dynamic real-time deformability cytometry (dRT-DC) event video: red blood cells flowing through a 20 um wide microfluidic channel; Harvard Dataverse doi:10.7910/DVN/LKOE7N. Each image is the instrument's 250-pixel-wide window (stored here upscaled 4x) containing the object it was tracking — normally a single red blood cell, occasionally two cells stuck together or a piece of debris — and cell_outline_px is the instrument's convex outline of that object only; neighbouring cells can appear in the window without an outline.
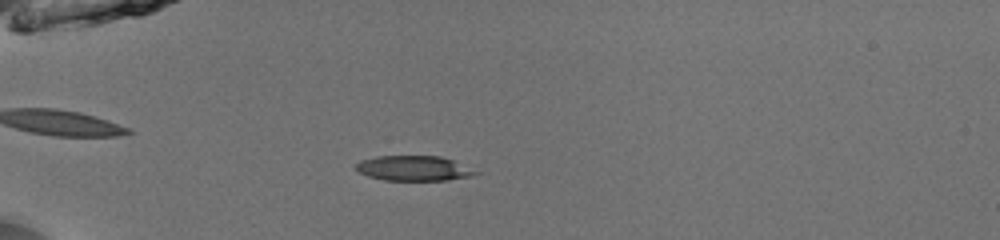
{"species": "common noctule bat (a hibernating species)", "species_latin": "Nyctalus noctula", "temperature_condition": "room temperature", "stored_images_in_passage": 52, "camera_frame_rate_fps": 3000, "um_per_image_px": 0.085, "animal": {"sex": "male", "body_mass_g": 13.0, "forearm_length_mm": 53.1}, "frame": {"image": 1, "passage_image": 16, "time_ms": 5.0, "image_size_px": [1000, 240], "cell_outline_px": [[480, 172], [472, 176], [448, 180], [384, 180], [368, 176], [360, 172], [356, 168], [356, 164], [360, 160], [376, 156], [440, 156], [452, 160]], "centroid_in_image_um": [35.16, 14.3], "position_along_channel_um": 49.8, "area_um2": 17.34}}
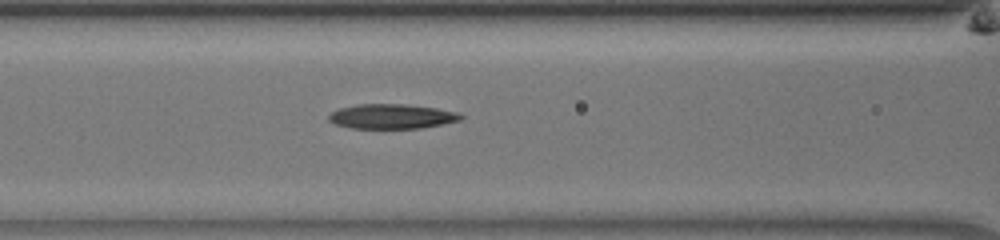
{"frame": {"image": 2, "passage_image": 24, "time_ms": 7.667, "image_size_px": [1000, 240], "cell_outline_px": [[464, 116], [460, 120], [420, 128], [352, 128], [336, 124], [328, 120], [328, 116], [332, 112], [340, 108], [356, 104], [408, 104], [436, 108], [460, 112]], "centroid_in_image_um": [33.31, 9.88], "position_along_channel_um": 133.3, "area_um2": 18.96}}
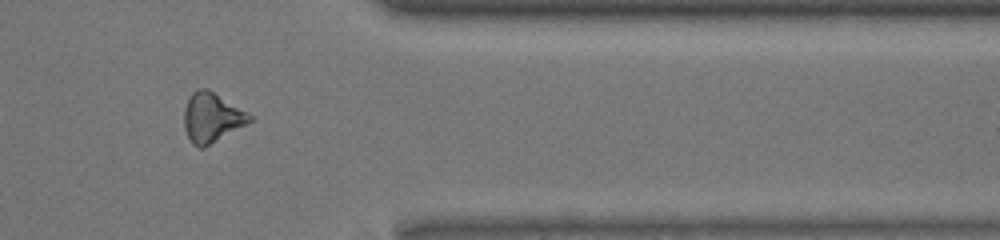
{"frame": {"image": 3, "passage_image": 44, "time_ms": 14.333, "image_size_px": [1000, 240], "cell_outline_px": [[256, 116], [252, 120], [204, 148], [200, 148], [192, 144], [184, 128], [184, 108], [192, 92], [196, 88], [208, 88]], "centroid_in_image_um": [18.01, 9.96], "position_along_channel_um": 393.4, "area_um2": 19.07}}